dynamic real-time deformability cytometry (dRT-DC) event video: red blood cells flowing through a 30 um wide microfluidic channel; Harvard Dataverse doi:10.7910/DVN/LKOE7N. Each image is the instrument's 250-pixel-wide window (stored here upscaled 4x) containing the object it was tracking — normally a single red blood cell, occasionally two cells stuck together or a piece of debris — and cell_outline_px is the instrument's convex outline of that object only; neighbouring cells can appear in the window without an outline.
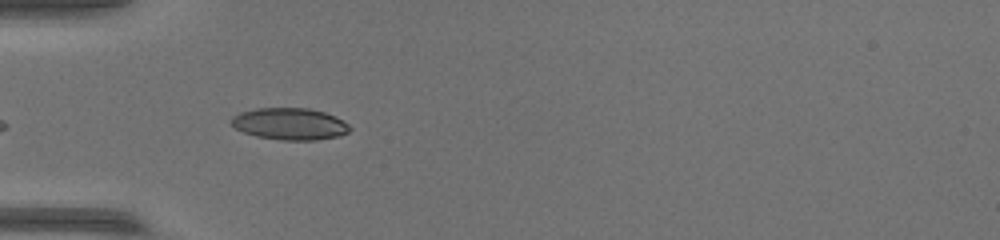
{"species": "common noctule bat (a hibernating species)", "species_latin": "Nyctalus noctula", "temperature_condition": "warm", "stored_images_in_passage": 40, "camera_frame_rate_fps": 3000, "um_per_image_px": 0.085, "animal": {"sex": "female", "body_mass_g": 17.0, "forearm_length_mm": 48.0}, "frame": {"image": 1, "passage_image": 5, "time_ms": 1.333, "image_size_px": [1000, 240], "cell_outline_px": [[352, 128], [348, 132], [336, 136], [316, 140], [280, 140], [256, 136], [244, 132], [236, 128], [228, 120], [232, 116], [240, 112], [256, 108], [308, 108], [324, 112], [336, 116], [348, 124]], "centroid_in_image_um": [24.61, 10.52], "position_along_channel_um": 60.4, "area_um2": 22.02}}
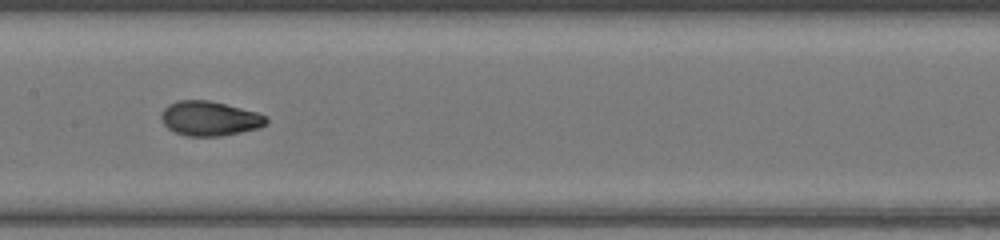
{"frame": {"image": 2, "passage_image": 15, "time_ms": 4.667, "image_size_px": [1000, 240], "cell_outline_px": [[268, 120], [260, 128], [220, 136], [188, 136], [176, 132], [168, 128], [164, 124], [160, 116], [164, 108], [168, 104], [176, 100], [208, 100], [256, 112], [268, 116]], "centroid_in_image_um": [17.8, 10.07], "position_along_channel_um": 189.6, "area_um2": 21.04}}
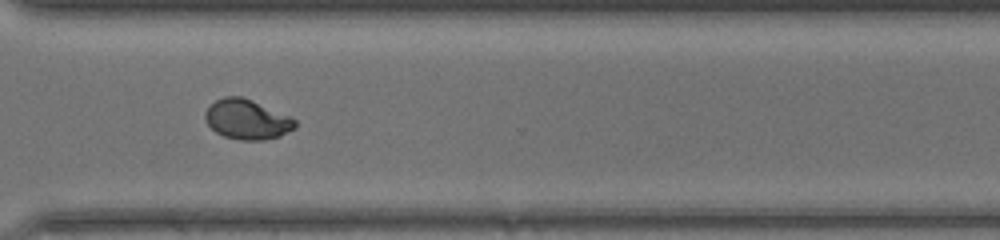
{"frame": {"image": 3, "passage_image": 27, "time_ms": 8.667, "image_size_px": [1000, 240], "cell_outline_px": [[296, 128], [280, 136], [264, 140], [240, 140], [224, 136], [216, 132], [204, 120], [204, 112], [216, 100], [224, 96], [240, 96], [252, 100], [292, 116], [296, 120]], "centroid_in_image_um": [21.02, 10.15], "position_along_channel_um": 349.6, "area_um2": 21.04}}